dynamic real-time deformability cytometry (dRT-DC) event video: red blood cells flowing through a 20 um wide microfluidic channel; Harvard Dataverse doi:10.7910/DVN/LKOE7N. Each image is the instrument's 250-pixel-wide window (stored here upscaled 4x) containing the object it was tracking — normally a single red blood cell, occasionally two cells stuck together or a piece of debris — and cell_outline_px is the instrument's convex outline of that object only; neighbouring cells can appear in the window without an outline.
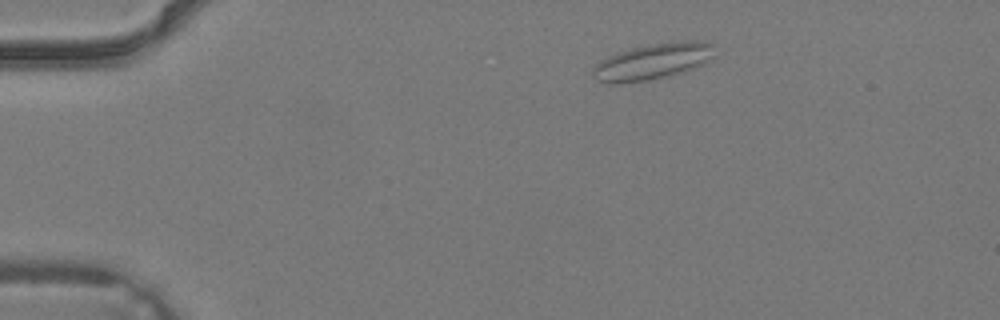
{"species": "common noctule bat (a hibernating species)", "species_latin": "Nyctalus noctula", "temperature_condition": "warm", "stored_images_in_passage": 35, "camera_frame_rate_fps": 3000, "um_per_image_px": 0.085, "animal": {"sex": "male", "body_mass_g": 19.2, "forearm_length_mm": 51.8}, "frame": {"image": 1, "passage_image": 4, "time_ms": 1.0, "image_size_px": [1000, 320], "cell_outline_px": [[716, 56], [712, 60], [704, 64], [684, 72], [668, 76], [648, 80], [616, 84], [612, 84], [596, 80], [592, 76], [592, 68], [600, 60], [616, 52], [632, 48], [652, 44], [688, 40], [700, 40], [712, 44]], "centroid_in_image_um": [55.5, 5.23], "position_along_channel_um": 29.5, "area_um2": 25.95}}
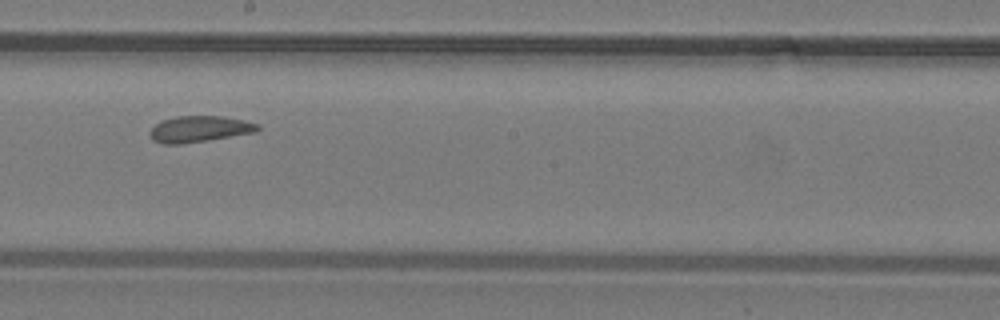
{"frame": {"image": 2, "passage_image": 19, "time_ms": 6.0, "image_size_px": [1000, 320], "cell_outline_px": [[260, 128], [256, 132], [208, 140], [180, 144], [164, 144], [152, 140], [152, 128], [156, 124], [164, 120], [176, 116], [220, 116], [244, 120], [260, 124]], "centroid_in_image_um": [17.0, 10.96], "position_along_channel_um": 231.2, "area_um2": 16.24}}
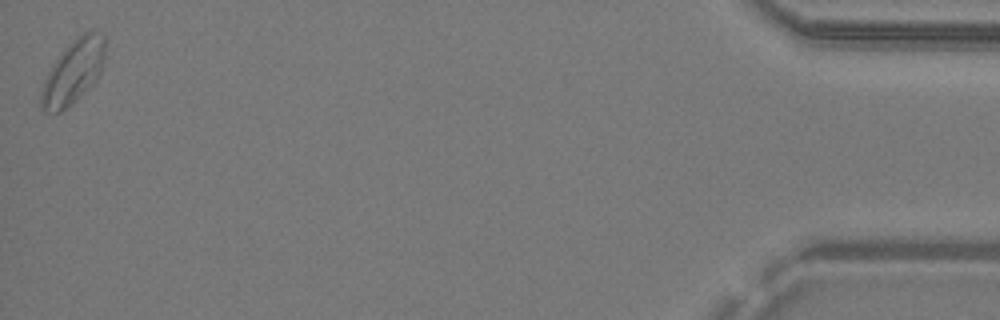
{"frame": {"image": 3, "passage_image": 35, "time_ms": 11.333, "image_size_px": [1000, 320], "cell_outline_px": [[108, 40], [104, 60], [100, 72], [92, 84], [84, 92], [60, 112], [40, 112], [40, 92], [44, 80], [52, 64], [64, 48], [72, 40], [84, 32], [104, 32]], "centroid_in_image_um": [6.23, 6.06], "position_along_channel_um": 429.0, "area_um2": 23.99}}